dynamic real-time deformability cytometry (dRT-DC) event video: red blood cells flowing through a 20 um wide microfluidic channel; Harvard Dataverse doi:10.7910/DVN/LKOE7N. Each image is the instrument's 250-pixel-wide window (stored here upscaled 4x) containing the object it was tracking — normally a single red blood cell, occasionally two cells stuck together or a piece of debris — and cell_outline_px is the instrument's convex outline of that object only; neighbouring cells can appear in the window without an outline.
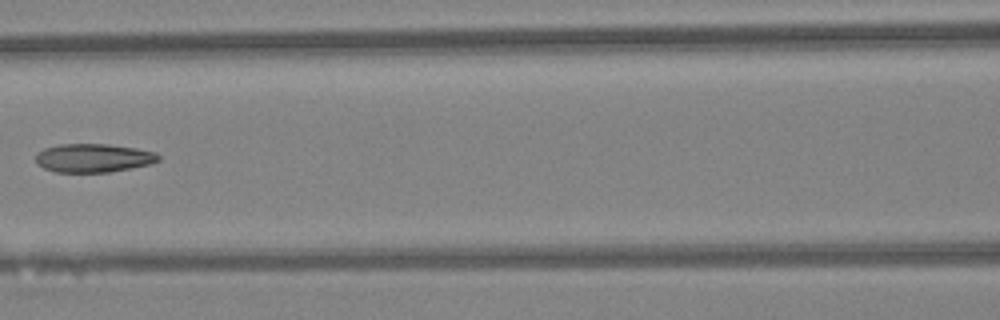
{"species": "Egyptian fruit bat (a non-hibernating species)", "species_latin": "Rousettus aegyptiacus", "temperature_condition": "warm", "stored_images_in_passage": 5, "camera_frame_rate_fps": 3000, "um_per_image_px": 0.085, "animal": {"sex": "female"}, "frame": {"image": 1, "passage_image": 5, "time_ms": 1.333, "image_size_px": [1000, 320], "cell_outline_px": [[160, 160], [148, 164], [132, 168], [108, 172], [56, 172], [44, 168], [36, 164], [36, 152], [44, 148], [60, 144], [108, 144], [136, 148], [156, 152], [160, 156]], "centroid_in_image_um": [7.92, 13.42], "position_along_channel_um": 158.7, "area_um2": 20.52}}